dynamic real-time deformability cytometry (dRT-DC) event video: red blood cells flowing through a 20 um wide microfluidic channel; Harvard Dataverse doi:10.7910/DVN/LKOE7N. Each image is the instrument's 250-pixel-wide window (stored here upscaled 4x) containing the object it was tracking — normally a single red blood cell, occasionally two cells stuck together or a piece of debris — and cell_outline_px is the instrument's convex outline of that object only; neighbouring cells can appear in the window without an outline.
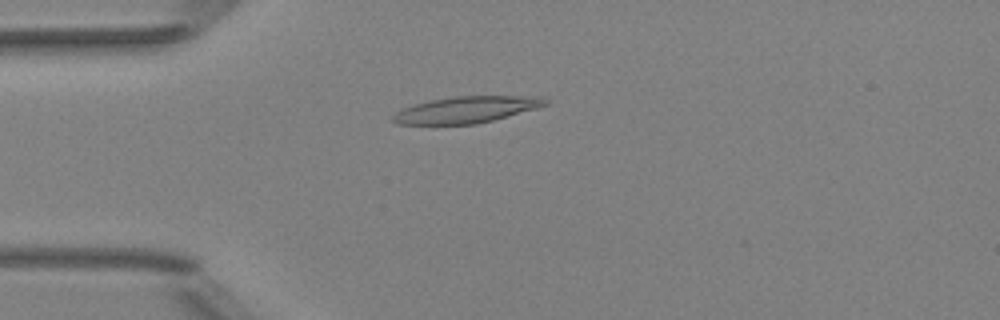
{"species": "Egyptian fruit bat (a non-hibernating species)", "species_latin": "Rousettus aegyptiacus", "temperature_condition": "room temperature", "stored_images_in_passage": 51, "camera_frame_rate_fps": 3000, "um_per_image_px": 0.085, "animal": {"sex": "female"}, "frame": {"image": 1, "passage_image": 13, "time_ms": 4.0, "image_size_px": [1000, 320], "cell_outline_px": [[548, 104], [536, 108], [492, 120], [476, 124], [396, 124], [392, 120], [392, 116], [396, 112], [404, 108], [416, 104], [432, 100], [452, 96], [544, 96], [548, 100]], "centroid_in_image_um": [39.66, 9.31], "position_along_channel_um": 45.3, "area_um2": 23.29}}
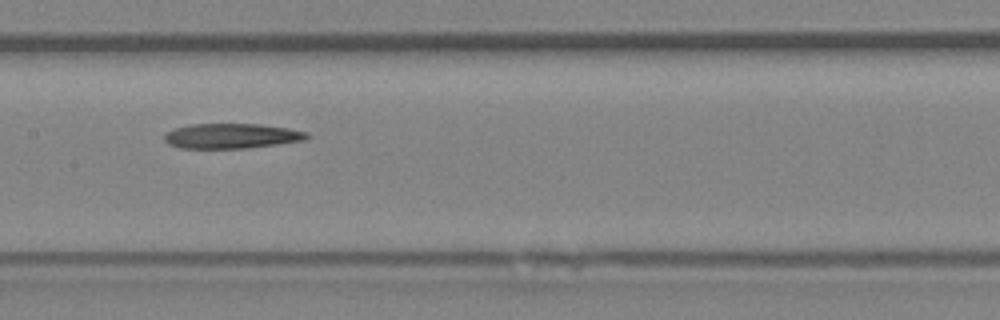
{"frame": {"image": 2, "passage_image": 25, "time_ms": 8.0, "image_size_px": [1000, 320], "cell_outline_px": [[312, 136], [304, 140], [276, 144], [244, 148], [180, 148], [168, 144], [164, 140], [164, 136], [172, 128], [188, 124], [260, 124], [288, 128], [308, 132]], "centroid_in_image_um": [19.67, 11.55], "position_along_channel_um": 187.7, "area_um2": 20.81}}
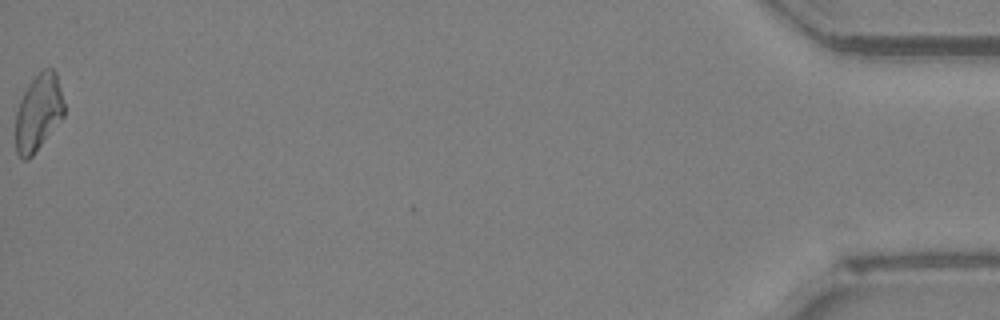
{"frame": {"image": 3, "passage_image": 51, "time_ms": 16.667, "image_size_px": [1000, 320], "cell_outline_px": [[64, 116], [32, 156], [28, 160], [24, 160], [16, 152], [16, 112], [20, 100], [28, 84], [44, 68], [52, 68], [56, 72], [64, 104]], "centroid_in_image_um": [3.26, 9.57], "position_along_channel_um": 431.9, "area_um2": 21.44}}